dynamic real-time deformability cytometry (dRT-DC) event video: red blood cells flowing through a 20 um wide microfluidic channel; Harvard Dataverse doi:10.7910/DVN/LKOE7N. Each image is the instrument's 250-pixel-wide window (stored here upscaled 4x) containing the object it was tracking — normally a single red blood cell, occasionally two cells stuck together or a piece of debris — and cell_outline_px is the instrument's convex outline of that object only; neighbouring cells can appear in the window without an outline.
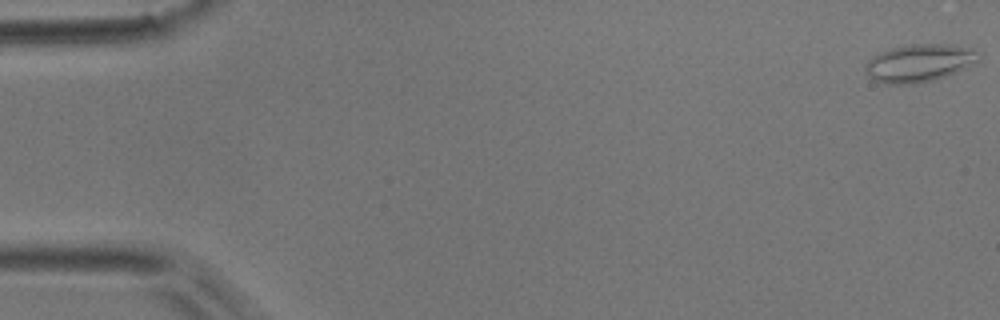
{"species": "common noctule bat (a hibernating species)", "species_latin": "Nyctalus noctula", "temperature_condition": "room temperature", "stored_images_in_passage": 9, "camera_frame_rate_fps": 3000, "um_per_image_px": 0.085, "animal": {"sex": "male", "body_mass_g": 17.9}, "frame": {"image": 1, "passage_image": 1, "time_ms": 0.0, "image_size_px": [1000, 320], "cell_outline_px": [[980, 60], [956, 72], [932, 80], [916, 84], [884, 84], [868, 76], [864, 68], [864, 64], [872, 56], [880, 52], [892, 48], [908, 44], [948, 44], [972, 48], [980, 52]], "centroid_in_image_um": [78.13, 5.35], "position_along_channel_um": 6.9, "area_um2": 25.03}}